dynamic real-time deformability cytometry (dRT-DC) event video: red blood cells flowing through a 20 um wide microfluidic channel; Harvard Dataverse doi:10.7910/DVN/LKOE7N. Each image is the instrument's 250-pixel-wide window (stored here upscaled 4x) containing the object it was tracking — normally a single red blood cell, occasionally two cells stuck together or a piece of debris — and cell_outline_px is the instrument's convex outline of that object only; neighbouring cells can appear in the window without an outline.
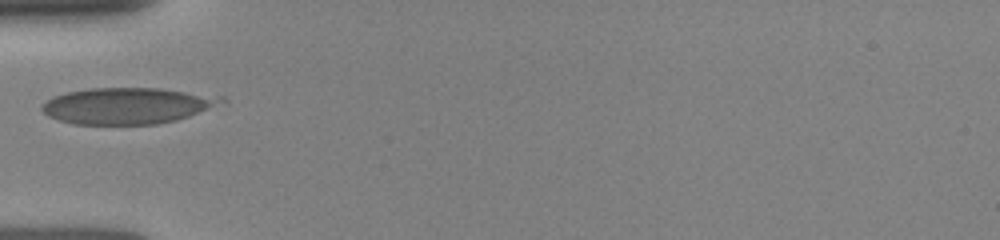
{"species": "human", "species_latin": "Homo sapiens", "temperature_condition": "room temperature", "stored_images_in_passage": 12, "camera_frame_rate_fps": 3000, "um_per_image_px": 0.085, "donor": {"sex": "female"}, "frame": {"image": 1, "passage_image": 1, "time_ms": 0.0, "image_size_px": [1000, 240], "cell_outline_px": [[228, 100], [188, 116], [176, 120], [156, 124], [72, 124], [48, 116], [40, 108], [40, 104], [52, 96], [68, 92], [92, 88], [160, 88], [224, 96]], "centroid_in_image_um": [10.79, 8.98], "position_along_channel_um": 74.2, "area_um2": 37.86}}
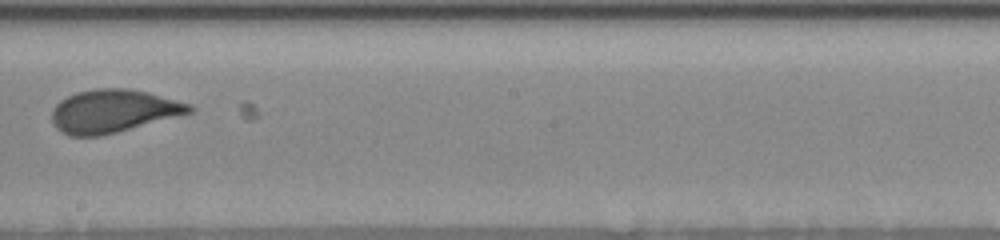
{"frame": {"image": 2, "passage_image": 5, "time_ms": 4.0, "image_size_px": [1000, 240], "cell_outline_px": [[196, 108], [192, 112], [116, 132], [100, 136], [68, 136], [60, 132], [52, 124], [52, 108], [60, 100], [76, 92], [96, 88], [128, 88], [148, 92], [192, 104]], "centroid_in_image_um": [9.59, 9.44], "position_along_channel_um": 238.6, "area_um2": 34.56}}
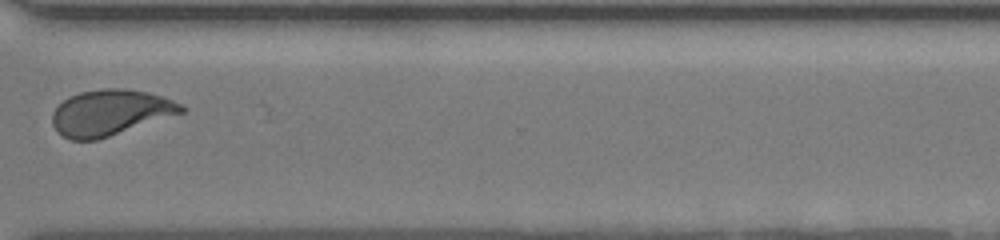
{"frame": {"image": 3, "passage_image": 8, "time_ms": 7.0, "image_size_px": [1000, 240], "cell_outline_px": [[188, 108], [184, 112], [96, 140], [72, 140], [64, 136], [52, 124], [52, 112], [68, 96], [80, 92], [100, 88], [124, 88], [148, 92], [164, 96], [184, 104]], "centroid_in_image_um": [9.41, 9.54], "position_along_channel_um": 361.2, "area_um2": 34.39}}